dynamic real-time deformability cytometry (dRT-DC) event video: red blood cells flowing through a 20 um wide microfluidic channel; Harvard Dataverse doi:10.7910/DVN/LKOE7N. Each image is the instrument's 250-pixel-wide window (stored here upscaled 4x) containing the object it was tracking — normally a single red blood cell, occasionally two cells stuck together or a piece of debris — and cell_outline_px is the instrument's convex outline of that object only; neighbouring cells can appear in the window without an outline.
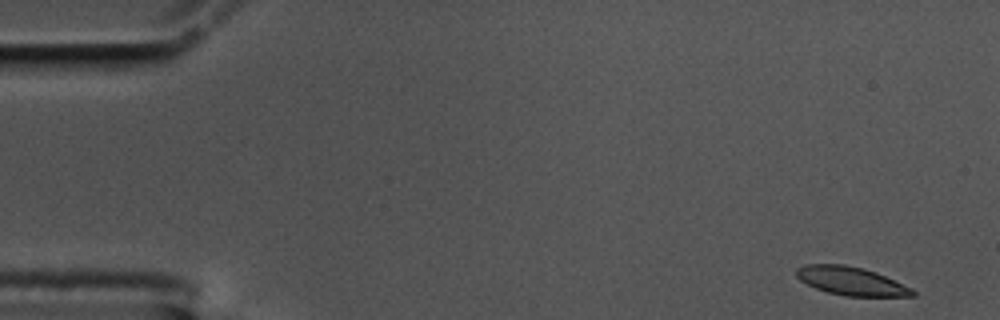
{"species": "common noctule bat (a hibernating species)", "species_latin": "Nyctalus noctula", "temperature_condition": "cold", "stored_images_in_passage": 18, "camera_frame_rate_fps": 3000, "um_per_image_px": 0.085, "animal": {"sex": "male", "body_mass_g": 17.5, "forearm_length_mm": 52.3}, "frame": {"image": 1, "passage_image": 1, "time_ms": 0.0, "image_size_px": [1000, 320], "cell_outline_px": [[916, 296], [844, 296], [828, 292], [816, 288], [800, 280], [796, 276], [796, 268], [804, 264], [844, 264], [864, 268], [876, 272], [912, 288], [916, 292]], "centroid_in_image_um": [72.34, 23.88], "position_along_channel_um": 12.7, "area_um2": 19.25}}
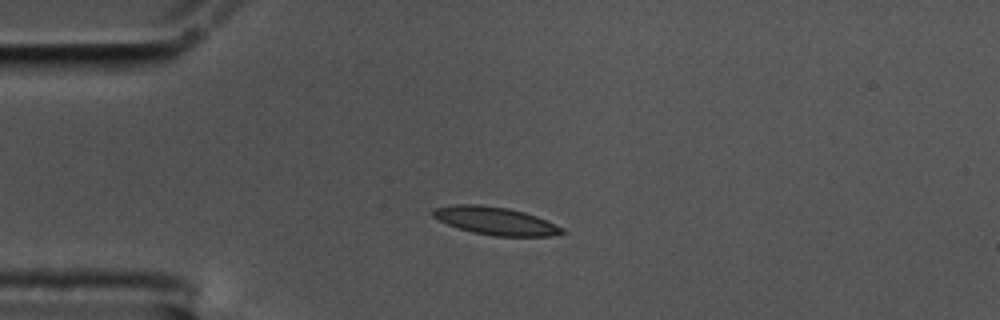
{"frame": {"image": 2, "passage_image": 12, "time_ms": 3.667, "image_size_px": [1000, 320], "cell_outline_px": [[568, 232], [552, 236], [496, 236], [472, 232], [448, 224], [432, 216], [432, 208], [456, 204], [480, 204], [508, 208], [524, 212], [536, 216], [564, 228]], "centroid_in_image_um": [42.13, 18.77], "position_along_channel_um": 42.9, "area_um2": 20.92}}